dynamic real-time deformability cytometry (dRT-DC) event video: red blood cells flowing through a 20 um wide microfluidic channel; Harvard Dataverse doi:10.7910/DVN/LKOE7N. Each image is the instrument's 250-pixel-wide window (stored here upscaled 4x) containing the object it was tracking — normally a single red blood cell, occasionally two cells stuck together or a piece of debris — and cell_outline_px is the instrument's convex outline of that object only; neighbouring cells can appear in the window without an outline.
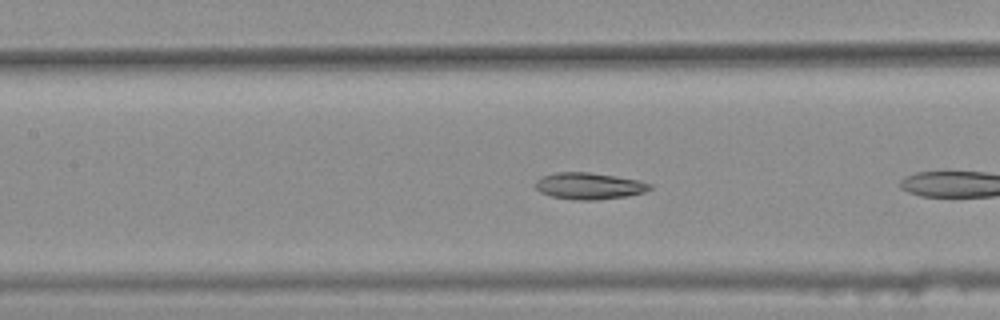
{"species": "common noctule bat (a hibernating species)", "species_latin": "Nyctalus noctula", "temperature_condition": "warm", "stored_images_in_passage": 9, "camera_frame_rate_fps": 3000, "um_per_image_px": 0.085, "animal": {"sex": "female", "body_mass_g": 25.1}, "frame": {"image": 1, "passage_image": 8, "time_ms": 2.333, "image_size_px": [1000, 320], "cell_outline_px": [[652, 188], [644, 192], [628, 196], [596, 200], [576, 200], [552, 196], [540, 192], [536, 188], [536, 180], [544, 176], [556, 172], [588, 172], [616, 176], [640, 180], [652, 184]], "centroid_in_image_um": [50.11, 15.81], "position_along_channel_um": 157.3, "area_um2": 17.74}}